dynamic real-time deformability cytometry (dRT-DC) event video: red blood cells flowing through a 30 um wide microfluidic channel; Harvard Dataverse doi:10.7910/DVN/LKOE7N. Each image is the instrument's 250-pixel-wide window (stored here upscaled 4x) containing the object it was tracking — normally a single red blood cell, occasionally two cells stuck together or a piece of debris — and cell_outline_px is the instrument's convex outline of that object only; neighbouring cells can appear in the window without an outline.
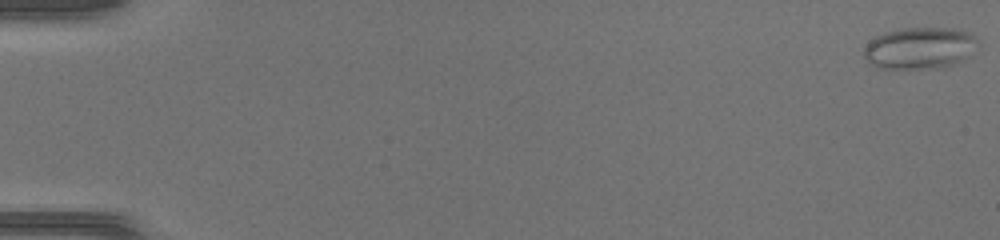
{"species": "common noctule bat (a hibernating species)", "species_latin": "Nyctalus noctula", "temperature_condition": "warm", "stored_images_in_passage": 38, "camera_frame_rate_fps": 3000, "um_per_image_px": 0.085, "animal": {"sex": "female", "body_mass_g": 17.0, "forearm_length_mm": 48.0}, "frame": {"image": 1, "passage_image": 1, "time_ms": 0.0, "image_size_px": [1000, 240], "cell_outline_px": [[976, 40], [968, 56], [944, 68], [876, 68], [864, 56], [864, 48], [868, 40], [884, 32], [904, 28], [952, 28], [972, 32], [976, 36]], "centroid_in_image_um": [78.13, 4.07], "position_along_channel_um": 6.9, "area_um2": 27.51}}
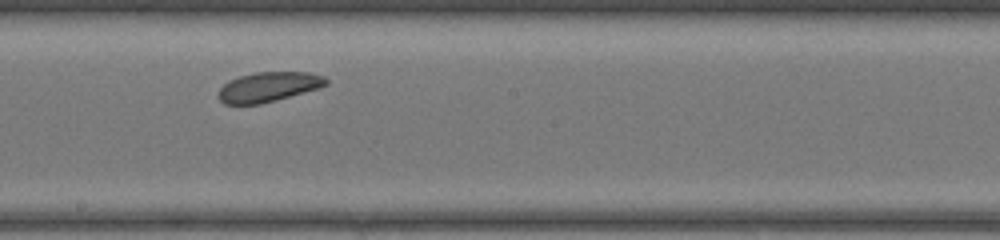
{"frame": {"image": 2, "passage_image": 24, "time_ms": 7.667, "image_size_px": [1000, 240], "cell_outline_px": [[328, 84], [320, 88], [276, 100], [260, 104], [224, 104], [216, 96], [220, 88], [224, 84], [240, 76], [256, 72], [308, 72], [324, 76], [328, 80]], "centroid_in_image_um": [22.84, 7.39], "position_along_channel_um": 225.4, "area_um2": 18.67}}
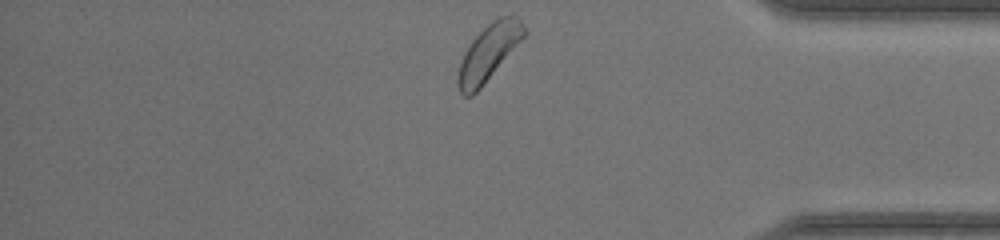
{"frame": {"image": 3, "passage_image": 38, "time_ms": 12.333, "image_size_px": [1000, 240], "cell_outline_px": [[524, 36], [480, 88], [472, 96], [464, 96], [460, 92], [456, 84], [456, 76], [464, 52], [472, 40], [492, 20], [500, 16], [516, 16], [520, 20], [524, 28]], "centroid_in_image_um": [41.47, 4.49], "position_along_channel_um": 393.7, "area_um2": 21.04}, "authors_computed_cell_mechanics": {"area_um2": 20.1433, "velocity_mm_per_s": 4.0463, "shape_relaxation_time_tau1_ms": 1.0721, "shape_relaxation_time_tau2_ms": 4.6035, "deformation_change_tau1": 0.0449, "deformation_change_tau2": 0.079}}